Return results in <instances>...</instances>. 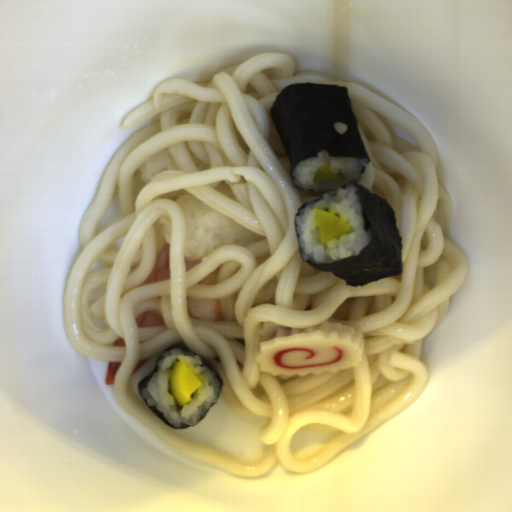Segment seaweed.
Returning a JSON list of instances; mask_svg holds the SVG:
<instances>
[{
	"label": "seaweed",
	"mask_w": 512,
	"mask_h": 512,
	"mask_svg": "<svg viewBox=\"0 0 512 512\" xmlns=\"http://www.w3.org/2000/svg\"><path fill=\"white\" fill-rule=\"evenodd\" d=\"M276 132L293 171L304 158L327 156L371 159L360 135L359 121L349 98L348 87L322 83H292L277 95L269 110ZM336 122L348 126L338 133Z\"/></svg>",
	"instance_id": "seaweed-1"
},
{
	"label": "seaweed",
	"mask_w": 512,
	"mask_h": 512,
	"mask_svg": "<svg viewBox=\"0 0 512 512\" xmlns=\"http://www.w3.org/2000/svg\"><path fill=\"white\" fill-rule=\"evenodd\" d=\"M365 169L366 166L362 167L357 180L350 181L361 204L364 230L372 231L370 243L359 255L331 263H308L302 256L295 230L301 259L317 270L332 272L347 286L361 287L384 277H397L402 272L403 237L397 228L395 212L388 201L358 184Z\"/></svg>",
	"instance_id": "seaweed-2"
},
{
	"label": "seaweed",
	"mask_w": 512,
	"mask_h": 512,
	"mask_svg": "<svg viewBox=\"0 0 512 512\" xmlns=\"http://www.w3.org/2000/svg\"><path fill=\"white\" fill-rule=\"evenodd\" d=\"M174 348H180L181 350H185V351H190V352H193L190 348H187L185 346H182V345H174V346H171V347H168L167 349H165L162 353H160L157 357H156V362L153 366V369L152 371L146 376L144 377L143 379H141L139 381V383L137 384V388H138V392L139 394L141 395L142 399L144 400V402L146 403L147 407L151 410V412L157 416L160 420H162L165 424H167L169 427H171L172 429H176V430H182V429H189V428H194L196 427L200 422H202L206 416V414L208 413L209 409L204 413L203 417L198 421V423L195 425V426H185V427H174L172 426L163 416L162 412H160L159 410H157L156 408H154L153 406L149 405L144 397H143V394H142V390L144 388H147L148 384L147 382L151 379V377L153 376V374L155 372H158V370L160 369L159 367V361L160 359L162 358L163 354L166 352V351H169L171 349H174ZM195 353V352H193Z\"/></svg>",
	"instance_id": "seaweed-3"
},
{
	"label": "seaweed",
	"mask_w": 512,
	"mask_h": 512,
	"mask_svg": "<svg viewBox=\"0 0 512 512\" xmlns=\"http://www.w3.org/2000/svg\"><path fill=\"white\" fill-rule=\"evenodd\" d=\"M202 361H203V360H202ZM203 362L206 364V366H207L209 369H211V370L214 372V374H215V376H216V378H217V380H218V383H219V385H220V392H221V391H222V389H223V381H222V378H221L220 374H219V373H217L216 371H214V370H213V369H212V368H211V367H210V366H209L205 361H203Z\"/></svg>",
	"instance_id": "seaweed-4"
},
{
	"label": "seaweed",
	"mask_w": 512,
	"mask_h": 512,
	"mask_svg": "<svg viewBox=\"0 0 512 512\" xmlns=\"http://www.w3.org/2000/svg\"><path fill=\"white\" fill-rule=\"evenodd\" d=\"M319 193H321V195H320V197H319L318 199H316V200H312V201H307L306 203H304L302 206H300V207H299V209H298V211H297V213H296V215H295V218H296V217H297V215L299 214L300 210H301L302 208H304V207H305V205H306V204L311 203V202H314V201H317V200H320V199H323L324 191H321V192H319Z\"/></svg>",
	"instance_id": "seaweed-5"
}]
</instances>
